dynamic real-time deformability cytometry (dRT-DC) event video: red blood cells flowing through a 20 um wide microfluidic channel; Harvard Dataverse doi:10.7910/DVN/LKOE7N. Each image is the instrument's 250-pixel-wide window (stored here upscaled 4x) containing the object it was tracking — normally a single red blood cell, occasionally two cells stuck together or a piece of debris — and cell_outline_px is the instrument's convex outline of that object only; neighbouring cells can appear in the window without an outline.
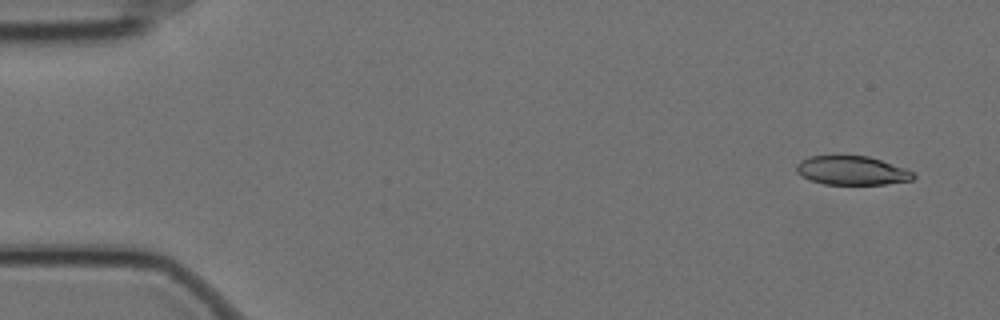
{"species": "Egyptian fruit bat (a non-hibernating species)", "species_latin": "Rousettus aegyptiacus", "temperature_condition": "cold", "stored_images_in_passage": 14, "camera_frame_rate_fps": 3000, "um_per_image_px": 0.085, "animal": {"sex": "female"}, "frame": {"image": 1, "passage_image": 1, "time_ms": 0.0, "image_size_px": [1000, 320], "cell_outline_px": [[916, 176], [912, 180], [884, 184], [824, 184], [800, 176], [796, 172], [796, 164], [800, 160], [808, 156], [868, 156], [904, 168], [912, 172]], "centroid_in_image_um": [72.36, 14.49], "position_along_channel_um": 12.6, "area_um2": 19.54}}
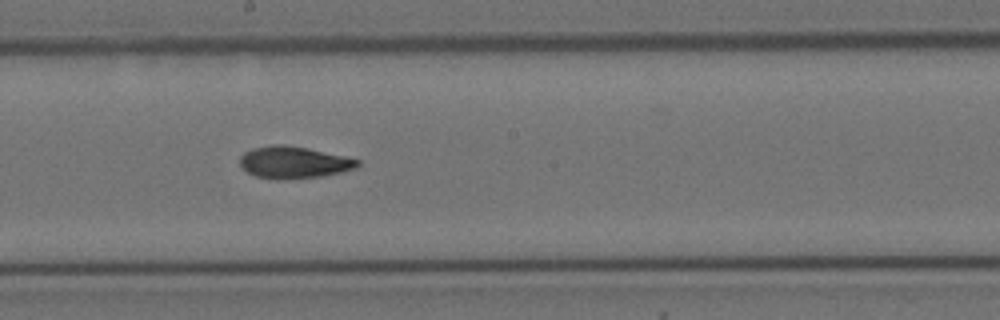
{"frame": {"image": 2, "passage_image": 8, "time_ms": 2.333, "image_size_px": [1000, 320], "cell_outline_px": [[360, 164], [356, 168], [340, 172], [320, 176], [280, 180], [272, 180], [256, 176], [248, 172], [240, 164], [240, 156], [244, 152], [252, 148], [272, 144], [284, 144], [308, 148], [344, 156], [360, 160]], "centroid_in_image_um": [24.94, 13.8], "position_along_channel_um": 223.3, "area_um2": 21.96}}
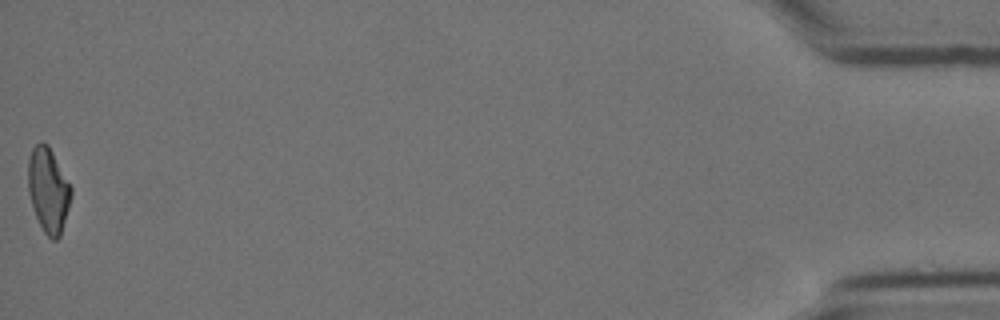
{"frame": {"image": 3, "passage_image": 14, "time_ms": 4.333, "image_size_px": [1000, 320], "cell_outline_px": [[72, 196], [60, 236], [56, 240], [52, 240], [44, 232], [36, 216], [28, 192], [28, 160], [32, 148], [40, 140], [48, 144], [72, 188]], "centroid_in_image_um": [4.1, 16.13], "position_along_channel_um": 431.1, "area_um2": 21.15}}